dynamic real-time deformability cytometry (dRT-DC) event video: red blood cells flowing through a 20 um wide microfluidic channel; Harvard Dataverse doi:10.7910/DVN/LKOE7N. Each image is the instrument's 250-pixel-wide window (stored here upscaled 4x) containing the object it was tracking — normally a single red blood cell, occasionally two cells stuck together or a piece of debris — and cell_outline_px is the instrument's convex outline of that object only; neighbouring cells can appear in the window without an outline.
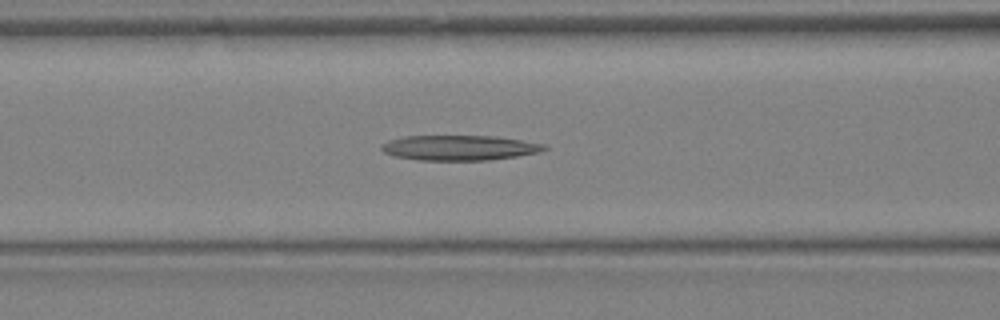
{"species": "Egyptian fruit bat (a non-hibernating species)", "species_latin": "Rousettus aegyptiacus", "temperature_condition": "warm", "stored_images_in_passage": 33, "segment_of_instrument_passage": [1, 2], "camera_frame_rate_fps": 3000, "um_per_image_px": 0.085, "animal": {"sex": "female"}, "frame": {"image": 1, "passage_image": 13, "time_ms": 4.0, "image_size_px": [1000, 320], "cell_outline_px": [[548, 148], [540, 152], [516, 156], [488, 160], [420, 160], [396, 156], [384, 152], [380, 148], [380, 144], [388, 140], [404, 136], [496, 136], [548, 144]], "centroid_in_image_um": [39.07, 12.55], "position_along_channel_um": 127.5, "area_um2": 23.87}}
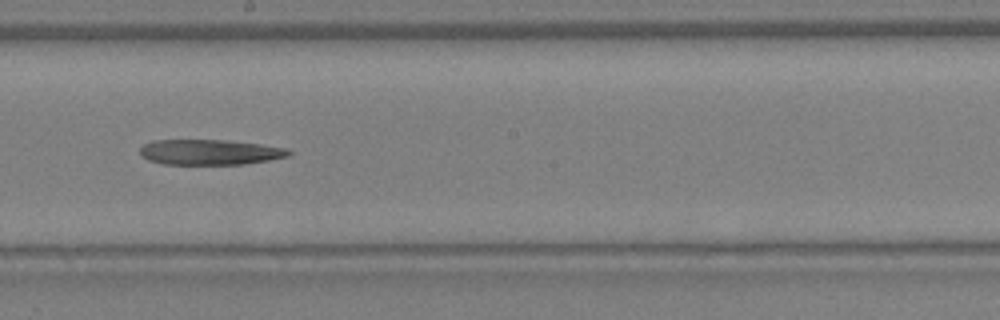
{"frame": {"image": 2, "passage_image": 18, "time_ms": 5.667, "image_size_px": [1000, 320], "cell_outline_px": [[292, 152], [288, 156], [268, 160], [244, 164], [164, 164], [148, 160], [140, 152], [140, 148], [144, 144], [152, 140], [224, 140], [260, 144], [288, 148]], "centroid_in_image_um": [17.84, 12.93], "position_along_channel_um": 230.4, "area_um2": 21.85}}
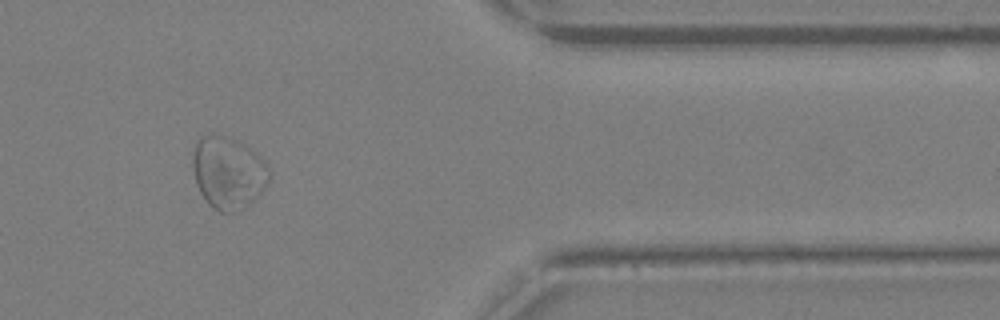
{"frame": {"image": 3, "passage_image": 27, "time_ms": 8.667, "image_size_px": [1000, 320], "cell_outline_px": [[272, 176], [268, 184], [252, 200], [232, 212], [220, 212], [212, 208], [208, 204], [200, 192], [196, 184], [192, 164], [192, 156], [196, 140], [200, 136], [208, 132], [228, 136], [240, 140], [256, 152], [268, 164]], "centroid_in_image_um": [19.39, 14.6], "position_along_channel_um": 392.0, "area_um2": 32.71}}